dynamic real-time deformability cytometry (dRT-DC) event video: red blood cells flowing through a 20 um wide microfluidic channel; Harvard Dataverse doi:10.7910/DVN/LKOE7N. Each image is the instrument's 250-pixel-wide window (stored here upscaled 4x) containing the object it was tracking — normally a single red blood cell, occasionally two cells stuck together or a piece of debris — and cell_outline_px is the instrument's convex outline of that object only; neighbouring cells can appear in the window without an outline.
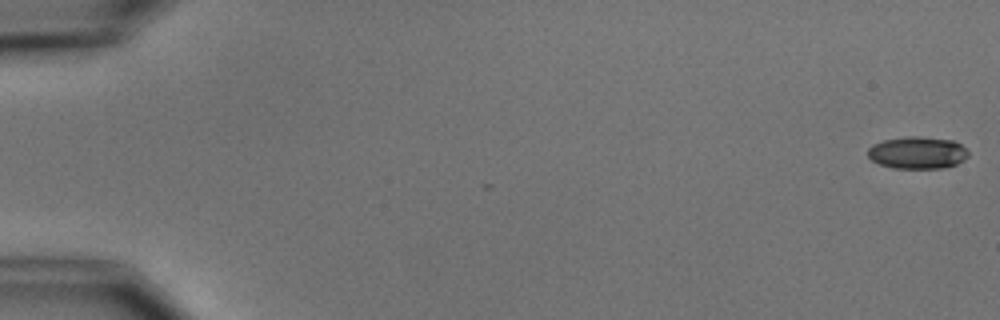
{"species": "common noctule bat (a hibernating species)", "species_latin": "Nyctalus noctula", "temperature_condition": "cold", "stored_images_in_passage": 5, "camera_frame_rate_fps": 3000, "um_per_image_px": 0.085, "animal": {"sex": "male", "body_mass_g": 15.6}, "frame": {"image": 1, "passage_image": 1, "time_ms": 0.0, "image_size_px": [1000, 320], "cell_outline_px": [[968, 156], [964, 160], [956, 164], [940, 168], [892, 168], [880, 164], [872, 160], [868, 156], [868, 148], [872, 144], [884, 140], [908, 136], [920, 136], [956, 140], [968, 152]], "centroid_in_image_um": [77.98, 12.97], "position_along_channel_um": 7.0, "area_um2": 18.9}}
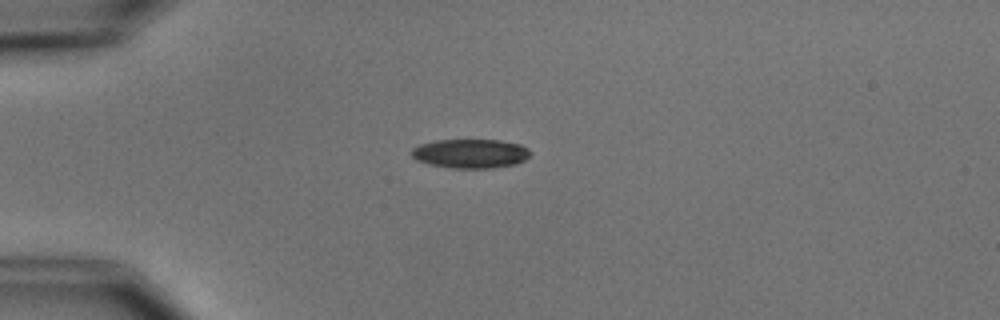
{"frame": {"image": 2, "passage_image": 5, "time_ms": 4.667, "image_size_px": [1000, 320], "cell_outline_px": [[532, 152], [524, 160], [516, 164], [492, 168], [452, 168], [428, 164], [416, 160], [412, 156], [412, 148], [420, 144], [436, 140], [500, 140], [520, 144], [528, 148]], "centroid_in_image_um": [40.0, 13.05], "position_along_channel_um": 45.0, "area_um2": 20.23}}